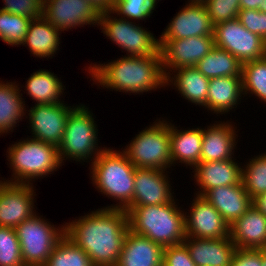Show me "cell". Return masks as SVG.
I'll use <instances>...</instances> for the list:
<instances>
[{"label":"cell","instance_id":"6da1fadb","mask_svg":"<svg viewBox=\"0 0 266 266\" xmlns=\"http://www.w3.org/2000/svg\"><path fill=\"white\" fill-rule=\"evenodd\" d=\"M128 231L127 212L105 206L65 223V235L94 266H116Z\"/></svg>","mask_w":266,"mask_h":266},{"label":"cell","instance_id":"7a4b0ae2","mask_svg":"<svg viewBox=\"0 0 266 266\" xmlns=\"http://www.w3.org/2000/svg\"><path fill=\"white\" fill-rule=\"evenodd\" d=\"M93 84L125 93L142 94L166 87L161 51L152 56H123L104 64L88 66Z\"/></svg>","mask_w":266,"mask_h":266},{"label":"cell","instance_id":"3957f363","mask_svg":"<svg viewBox=\"0 0 266 266\" xmlns=\"http://www.w3.org/2000/svg\"><path fill=\"white\" fill-rule=\"evenodd\" d=\"M176 199L170 203L126 207L129 230L148 237L162 247L177 245L185 240L184 210Z\"/></svg>","mask_w":266,"mask_h":266},{"label":"cell","instance_id":"277c9868","mask_svg":"<svg viewBox=\"0 0 266 266\" xmlns=\"http://www.w3.org/2000/svg\"><path fill=\"white\" fill-rule=\"evenodd\" d=\"M91 163L92 184L101 194L117 200L107 208L125 209L133 199L136 167L122 150L105 148Z\"/></svg>","mask_w":266,"mask_h":266},{"label":"cell","instance_id":"5b68a950","mask_svg":"<svg viewBox=\"0 0 266 266\" xmlns=\"http://www.w3.org/2000/svg\"><path fill=\"white\" fill-rule=\"evenodd\" d=\"M7 160L13 174L1 181L14 184H33L32 181L57 171L61 164L58 148L33 138L21 139L7 149Z\"/></svg>","mask_w":266,"mask_h":266},{"label":"cell","instance_id":"8992f818","mask_svg":"<svg viewBox=\"0 0 266 266\" xmlns=\"http://www.w3.org/2000/svg\"><path fill=\"white\" fill-rule=\"evenodd\" d=\"M89 107L76 105L69 113L63 138L58 147L59 158L76 162L94 161L106 148L98 145V127ZM89 159V160H88ZM86 160V161H85Z\"/></svg>","mask_w":266,"mask_h":266},{"label":"cell","instance_id":"52a82bcc","mask_svg":"<svg viewBox=\"0 0 266 266\" xmlns=\"http://www.w3.org/2000/svg\"><path fill=\"white\" fill-rule=\"evenodd\" d=\"M169 122V123H168ZM123 151L136 168L167 170L172 166L170 155V121L155 120L138 132Z\"/></svg>","mask_w":266,"mask_h":266},{"label":"cell","instance_id":"ba28073f","mask_svg":"<svg viewBox=\"0 0 266 266\" xmlns=\"http://www.w3.org/2000/svg\"><path fill=\"white\" fill-rule=\"evenodd\" d=\"M42 217L35 213L15 228L24 266H44L65 235V224L57 228Z\"/></svg>","mask_w":266,"mask_h":266},{"label":"cell","instance_id":"9c48e42d","mask_svg":"<svg viewBox=\"0 0 266 266\" xmlns=\"http://www.w3.org/2000/svg\"><path fill=\"white\" fill-rule=\"evenodd\" d=\"M99 26L107 39L127 51V56H152L160 51L159 39L154 34L139 23L114 17L111 11L100 13Z\"/></svg>","mask_w":266,"mask_h":266},{"label":"cell","instance_id":"30bf717a","mask_svg":"<svg viewBox=\"0 0 266 266\" xmlns=\"http://www.w3.org/2000/svg\"><path fill=\"white\" fill-rule=\"evenodd\" d=\"M214 45L227 50L242 64L265 57V40L247 30L238 18L214 25Z\"/></svg>","mask_w":266,"mask_h":266},{"label":"cell","instance_id":"8fae6325","mask_svg":"<svg viewBox=\"0 0 266 266\" xmlns=\"http://www.w3.org/2000/svg\"><path fill=\"white\" fill-rule=\"evenodd\" d=\"M42 16L62 32L87 24L99 26L100 12L87 0H43Z\"/></svg>","mask_w":266,"mask_h":266},{"label":"cell","instance_id":"7c38bea8","mask_svg":"<svg viewBox=\"0 0 266 266\" xmlns=\"http://www.w3.org/2000/svg\"><path fill=\"white\" fill-rule=\"evenodd\" d=\"M75 106L60 104H35L28 111L29 127L33 139L59 147L68 115Z\"/></svg>","mask_w":266,"mask_h":266},{"label":"cell","instance_id":"4fadbf2b","mask_svg":"<svg viewBox=\"0 0 266 266\" xmlns=\"http://www.w3.org/2000/svg\"><path fill=\"white\" fill-rule=\"evenodd\" d=\"M214 46L213 35L166 40L160 46L165 77L177 68L196 66Z\"/></svg>","mask_w":266,"mask_h":266},{"label":"cell","instance_id":"5bb4252c","mask_svg":"<svg viewBox=\"0 0 266 266\" xmlns=\"http://www.w3.org/2000/svg\"><path fill=\"white\" fill-rule=\"evenodd\" d=\"M194 197L189 212L184 211L186 237L206 239L230 237V225L222 215L202 196L194 194Z\"/></svg>","mask_w":266,"mask_h":266},{"label":"cell","instance_id":"9a60e30c","mask_svg":"<svg viewBox=\"0 0 266 266\" xmlns=\"http://www.w3.org/2000/svg\"><path fill=\"white\" fill-rule=\"evenodd\" d=\"M34 191L33 184H14L0 180V226L16 228L37 213L34 210Z\"/></svg>","mask_w":266,"mask_h":266},{"label":"cell","instance_id":"2e32d148","mask_svg":"<svg viewBox=\"0 0 266 266\" xmlns=\"http://www.w3.org/2000/svg\"><path fill=\"white\" fill-rule=\"evenodd\" d=\"M214 26L204 3L188 2L172 18L159 37L161 46L166 40L213 35Z\"/></svg>","mask_w":266,"mask_h":266},{"label":"cell","instance_id":"e0dca14e","mask_svg":"<svg viewBox=\"0 0 266 266\" xmlns=\"http://www.w3.org/2000/svg\"><path fill=\"white\" fill-rule=\"evenodd\" d=\"M167 170L136 168L132 202L127 207L170 203L174 199Z\"/></svg>","mask_w":266,"mask_h":266},{"label":"cell","instance_id":"ac0fdd59","mask_svg":"<svg viewBox=\"0 0 266 266\" xmlns=\"http://www.w3.org/2000/svg\"><path fill=\"white\" fill-rule=\"evenodd\" d=\"M183 243L196 266H232L237 250L230 237L218 239L185 237Z\"/></svg>","mask_w":266,"mask_h":266},{"label":"cell","instance_id":"d6986e66","mask_svg":"<svg viewBox=\"0 0 266 266\" xmlns=\"http://www.w3.org/2000/svg\"><path fill=\"white\" fill-rule=\"evenodd\" d=\"M232 158L222 161L200 162L193 169L194 179L200 189L197 196H204L210 189L241 183L242 167Z\"/></svg>","mask_w":266,"mask_h":266},{"label":"cell","instance_id":"ffe728a7","mask_svg":"<svg viewBox=\"0 0 266 266\" xmlns=\"http://www.w3.org/2000/svg\"><path fill=\"white\" fill-rule=\"evenodd\" d=\"M229 121H219L203 128L200 162L222 161L234 158L237 128ZM233 150V151H232ZM233 155V156H232Z\"/></svg>","mask_w":266,"mask_h":266},{"label":"cell","instance_id":"44dd1931","mask_svg":"<svg viewBox=\"0 0 266 266\" xmlns=\"http://www.w3.org/2000/svg\"><path fill=\"white\" fill-rule=\"evenodd\" d=\"M203 198L222 215L229 225L243 216L253 205V199L242 182L210 189Z\"/></svg>","mask_w":266,"mask_h":266},{"label":"cell","instance_id":"7402d4cb","mask_svg":"<svg viewBox=\"0 0 266 266\" xmlns=\"http://www.w3.org/2000/svg\"><path fill=\"white\" fill-rule=\"evenodd\" d=\"M237 249H266V216L253 205L230 225Z\"/></svg>","mask_w":266,"mask_h":266},{"label":"cell","instance_id":"603a6c76","mask_svg":"<svg viewBox=\"0 0 266 266\" xmlns=\"http://www.w3.org/2000/svg\"><path fill=\"white\" fill-rule=\"evenodd\" d=\"M163 250L160 244L129 230L116 266H163Z\"/></svg>","mask_w":266,"mask_h":266},{"label":"cell","instance_id":"cb8c5ba5","mask_svg":"<svg viewBox=\"0 0 266 266\" xmlns=\"http://www.w3.org/2000/svg\"><path fill=\"white\" fill-rule=\"evenodd\" d=\"M203 128L178 129L170 122V155L172 165L183 163L192 169L200 163Z\"/></svg>","mask_w":266,"mask_h":266},{"label":"cell","instance_id":"d4e9b609","mask_svg":"<svg viewBox=\"0 0 266 266\" xmlns=\"http://www.w3.org/2000/svg\"><path fill=\"white\" fill-rule=\"evenodd\" d=\"M242 95V77L211 78L205 109L212 111L216 115H225V113L232 111L235 106L237 107L240 104Z\"/></svg>","mask_w":266,"mask_h":266},{"label":"cell","instance_id":"484cf974","mask_svg":"<svg viewBox=\"0 0 266 266\" xmlns=\"http://www.w3.org/2000/svg\"><path fill=\"white\" fill-rule=\"evenodd\" d=\"M171 72L166 76V87L174 85L183 99L185 98L196 106L205 107L210 79L206 78L195 66L180 67Z\"/></svg>","mask_w":266,"mask_h":266},{"label":"cell","instance_id":"4316f807","mask_svg":"<svg viewBox=\"0 0 266 266\" xmlns=\"http://www.w3.org/2000/svg\"><path fill=\"white\" fill-rule=\"evenodd\" d=\"M61 32L43 16L30 22L27 34L21 45L29 48L32 55L39 58H52L59 49Z\"/></svg>","mask_w":266,"mask_h":266},{"label":"cell","instance_id":"83f0119b","mask_svg":"<svg viewBox=\"0 0 266 266\" xmlns=\"http://www.w3.org/2000/svg\"><path fill=\"white\" fill-rule=\"evenodd\" d=\"M18 86L16 82L4 83L0 80V135L13 132L16 124L28 116L25 115L26 103Z\"/></svg>","mask_w":266,"mask_h":266},{"label":"cell","instance_id":"f1b7e54d","mask_svg":"<svg viewBox=\"0 0 266 266\" xmlns=\"http://www.w3.org/2000/svg\"><path fill=\"white\" fill-rule=\"evenodd\" d=\"M26 81V90L35 104H60L65 86L57 75L46 69L33 72Z\"/></svg>","mask_w":266,"mask_h":266},{"label":"cell","instance_id":"f546056e","mask_svg":"<svg viewBox=\"0 0 266 266\" xmlns=\"http://www.w3.org/2000/svg\"><path fill=\"white\" fill-rule=\"evenodd\" d=\"M206 78L241 77L242 63L227 50L214 46L195 66Z\"/></svg>","mask_w":266,"mask_h":266},{"label":"cell","instance_id":"4dcf8cb0","mask_svg":"<svg viewBox=\"0 0 266 266\" xmlns=\"http://www.w3.org/2000/svg\"><path fill=\"white\" fill-rule=\"evenodd\" d=\"M44 266H94L89 256L64 235L55 245Z\"/></svg>","mask_w":266,"mask_h":266},{"label":"cell","instance_id":"1f68e13d","mask_svg":"<svg viewBox=\"0 0 266 266\" xmlns=\"http://www.w3.org/2000/svg\"><path fill=\"white\" fill-rule=\"evenodd\" d=\"M242 90L266 103V58L242 64Z\"/></svg>","mask_w":266,"mask_h":266},{"label":"cell","instance_id":"d6a6232c","mask_svg":"<svg viewBox=\"0 0 266 266\" xmlns=\"http://www.w3.org/2000/svg\"><path fill=\"white\" fill-rule=\"evenodd\" d=\"M242 166L241 182L254 199L266 192V152L252 157Z\"/></svg>","mask_w":266,"mask_h":266},{"label":"cell","instance_id":"836d02e7","mask_svg":"<svg viewBox=\"0 0 266 266\" xmlns=\"http://www.w3.org/2000/svg\"><path fill=\"white\" fill-rule=\"evenodd\" d=\"M32 20L0 10V40L17 47L22 44Z\"/></svg>","mask_w":266,"mask_h":266},{"label":"cell","instance_id":"e575fe53","mask_svg":"<svg viewBox=\"0 0 266 266\" xmlns=\"http://www.w3.org/2000/svg\"><path fill=\"white\" fill-rule=\"evenodd\" d=\"M157 3L156 0H115L111 12L121 19L143 21L150 18Z\"/></svg>","mask_w":266,"mask_h":266},{"label":"cell","instance_id":"d590c367","mask_svg":"<svg viewBox=\"0 0 266 266\" xmlns=\"http://www.w3.org/2000/svg\"><path fill=\"white\" fill-rule=\"evenodd\" d=\"M0 266H24L15 228L0 226Z\"/></svg>","mask_w":266,"mask_h":266},{"label":"cell","instance_id":"8d00e7d4","mask_svg":"<svg viewBox=\"0 0 266 266\" xmlns=\"http://www.w3.org/2000/svg\"><path fill=\"white\" fill-rule=\"evenodd\" d=\"M204 5L213 26L238 18L240 11V0H206Z\"/></svg>","mask_w":266,"mask_h":266},{"label":"cell","instance_id":"74e56055","mask_svg":"<svg viewBox=\"0 0 266 266\" xmlns=\"http://www.w3.org/2000/svg\"><path fill=\"white\" fill-rule=\"evenodd\" d=\"M3 11L27 17L31 20L42 16L43 0H3Z\"/></svg>","mask_w":266,"mask_h":266},{"label":"cell","instance_id":"f35d334b","mask_svg":"<svg viewBox=\"0 0 266 266\" xmlns=\"http://www.w3.org/2000/svg\"><path fill=\"white\" fill-rule=\"evenodd\" d=\"M238 19L247 30L266 40V12L251 9L240 10Z\"/></svg>","mask_w":266,"mask_h":266},{"label":"cell","instance_id":"ab89813d","mask_svg":"<svg viewBox=\"0 0 266 266\" xmlns=\"http://www.w3.org/2000/svg\"><path fill=\"white\" fill-rule=\"evenodd\" d=\"M163 266H196L184 243L166 246L163 250Z\"/></svg>","mask_w":266,"mask_h":266},{"label":"cell","instance_id":"60d3db41","mask_svg":"<svg viewBox=\"0 0 266 266\" xmlns=\"http://www.w3.org/2000/svg\"><path fill=\"white\" fill-rule=\"evenodd\" d=\"M232 266H262V249H237Z\"/></svg>","mask_w":266,"mask_h":266},{"label":"cell","instance_id":"b9f144b4","mask_svg":"<svg viewBox=\"0 0 266 266\" xmlns=\"http://www.w3.org/2000/svg\"><path fill=\"white\" fill-rule=\"evenodd\" d=\"M247 9L266 12V0H240V10Z\"/></svg>","mask_w":266,"mask_h":266},{"label":"cell","instance_id":"7bdbcfd3","mask_svg":"<svg viewBox=\"0 0 266 266\" xmlns=\"http://www.w3.org/2000/svg\"><path fill=\"white\" fill-rule=\"evenodd\" d=\"M97 11L105 13L111 11L115 0H87Z\"/></svg>","mask_w":266,"mask_h":266},{"label":"cell","instance_id":"ee69618b","mask_svg":"<svg viewBox=\"0 0 266 266\" xmlns=\"http://www.w3.org/2000/svg\"><path fill=\"white\" fill-rule=\"evenodd\" d=\"M253 206L266 216V192L253 199Z\"/></svg>","mask_w":266,"mask_h":266},{"label":"cell","instance_id":"f6af8a7d","mask_svg":"<svg viewBox=\"0 0 266 266\" xmlns=\"http://www.w3.org/2000/svg\"><path fill=\"white\" fill-rule=\"evenodd\" d=\"M262 266H266V249H262Z\"/></svg>","mask_w":266,"mask_h":266},{"label":"cell","instance_id":"bcb514c9","mask_svg":"<svg viewBox=\"0 0 266 266\" xmlns=\"http://www.w3.org/2000/svg\"><path fill=\"white\" fill-rule=\"evenodd\" d=\"M206 0H188V2L204 3Z\"/></svg>","mask_w":266,"mask_h":266},{"label":"cell","instance_id":"7dc6e473","mask_svg":"<svg viewBox=\"0 0 266 266\" xmlns=\"http://www.w3.org/2000/svg\"><path fill=\"white\" fill-rule=\"evenodd\" d=\"M265 58H266V40H265Z\"/></svg>","mask_w":266,"mask_h":266}]
</instances>
